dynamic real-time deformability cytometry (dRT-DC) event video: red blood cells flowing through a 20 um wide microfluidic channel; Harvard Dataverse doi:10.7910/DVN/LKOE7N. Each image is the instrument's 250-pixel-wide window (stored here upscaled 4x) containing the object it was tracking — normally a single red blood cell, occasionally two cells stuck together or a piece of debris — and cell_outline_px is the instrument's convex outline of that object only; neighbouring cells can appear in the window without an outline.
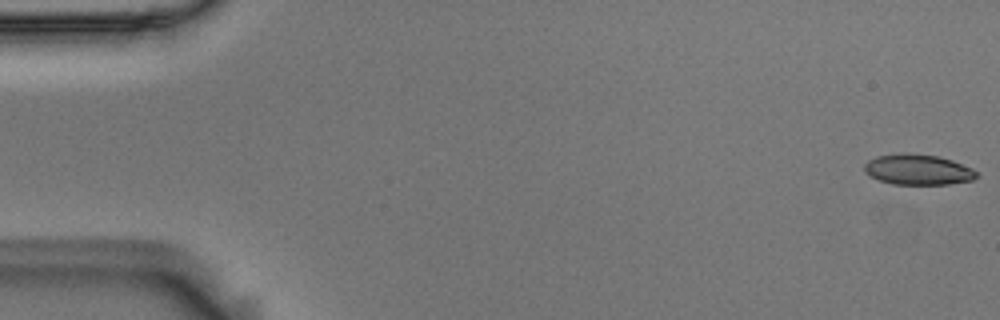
{"species": "Egyptian fruit bat (a non-hibernating species)", "species_latin": "Rousettus aegyptiacus", "temperature_condition": "room temperature", "stored_images_in_passage": 50, "camera_frame_rate_fps": 3000, "um_per_image_px": 0.085, "animal": {"sex": "male"}, "frame": {"image": 1, "passage_image": 1, "time_ms": 0.0, "image_size_px": [1000, 320], "cell_outline_px": [[980, 176], [972, 180], [948, 184], [892, 184], [880, 180], [864, 172], [864, 164], [868, 160], [876, 156], [900, 152], [908, 152], [940, 156], [952, 160], [972, 168]], "centroid_in_image_um": [78.02, 14.39], "position_along_channel_um": 7.0, "area_um2": 20.17}}
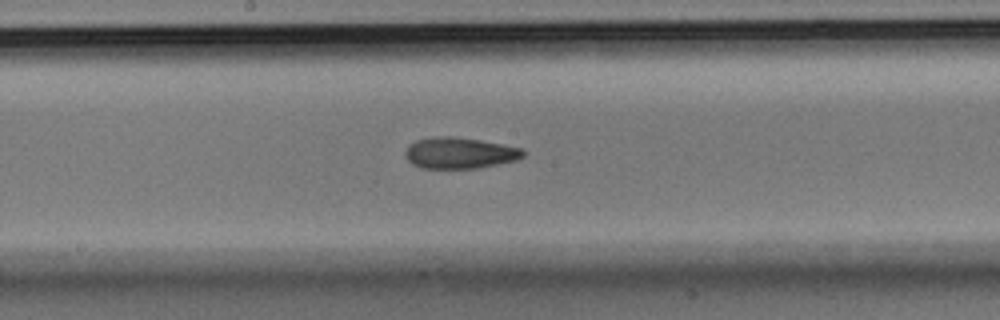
{"frame": {"image": 2, "passage_image": 29, "time_ms": 9.333, "image_size_px": [1000, 320], "cell_outline_px": [[524, 156], [516, 160], [476, 168], [420, 168], [412, 164], [408, 160], [404, 152], [408, 144], [416, 140], [440, 136], [452, 136], [480, 140], [504, 144], [524, 148]], "centroid_in_image_um": [39.06, 13.0], "position_along_channel_um": 209.1, "area_um2": 21.44}}
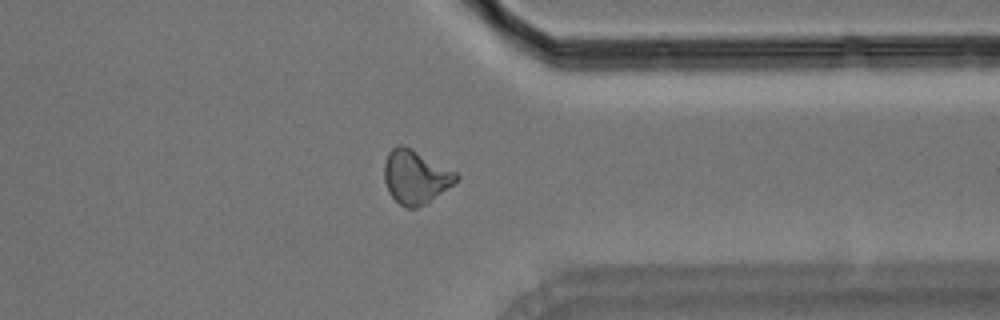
{"frame": {"image": 3, "passage_image": 43, "time_ms": 14.0, "image_size_px": [1000, 320], "cell_outline_px": [[460, 176], [452, 184], [424, 204], [416, 208], [404, 208], [388, 192], [384, 180], [384, 164], [388, 152], [396, 144], [404, 144], [412, 148], [456, 172]], "centroid_in_image_um": [35.27, 15.0], "position_along_channel_um": 376.1, "area_um2": 22.31}}